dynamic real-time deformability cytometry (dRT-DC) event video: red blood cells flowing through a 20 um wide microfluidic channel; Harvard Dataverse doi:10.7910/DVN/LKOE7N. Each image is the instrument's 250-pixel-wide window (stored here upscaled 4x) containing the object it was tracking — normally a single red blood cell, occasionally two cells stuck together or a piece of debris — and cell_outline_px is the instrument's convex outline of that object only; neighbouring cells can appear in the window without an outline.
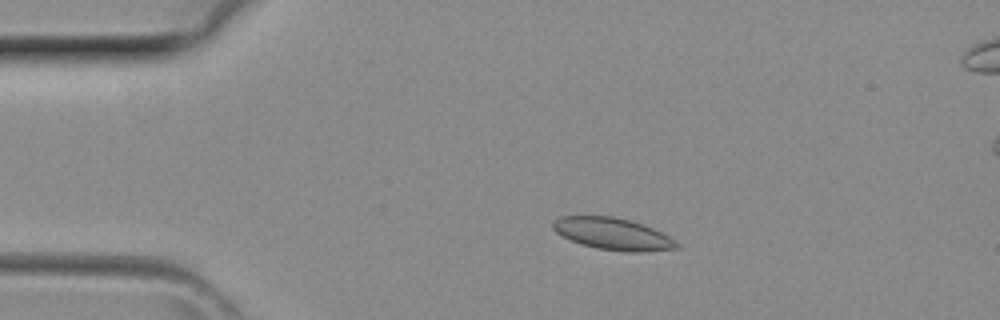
{"species": "common noctule bat (a hibernating species)", "species_latin": "Nyctalus noctula", "temperature_condition": "room temperature", "stored_images_in_passage": 4, "camera_frame_rate_fps": 3000, "um_per_image_px": 0.085, "animal": {"sex": "female", "body_mass_g": 29.2, "forearm_length_mm": 56.3}, "frame": {"image": 1, "passage_image": 2, "time_ms": 0.333, "image_size_px": [1000, 320], "cell_outline_px": [[680, 248], [640, 252], [624, 252], [596, 248], [580, 244], [556, 232], [552, 228], [552, 220], [560, 216], [612, 216], [632, 220], [652, 228], [668, 236], [680, 244]], "centroid_in_image_um": [52.08, 19.88], "position_along_channel_um": 32.9, "area_um2": 23.06}}